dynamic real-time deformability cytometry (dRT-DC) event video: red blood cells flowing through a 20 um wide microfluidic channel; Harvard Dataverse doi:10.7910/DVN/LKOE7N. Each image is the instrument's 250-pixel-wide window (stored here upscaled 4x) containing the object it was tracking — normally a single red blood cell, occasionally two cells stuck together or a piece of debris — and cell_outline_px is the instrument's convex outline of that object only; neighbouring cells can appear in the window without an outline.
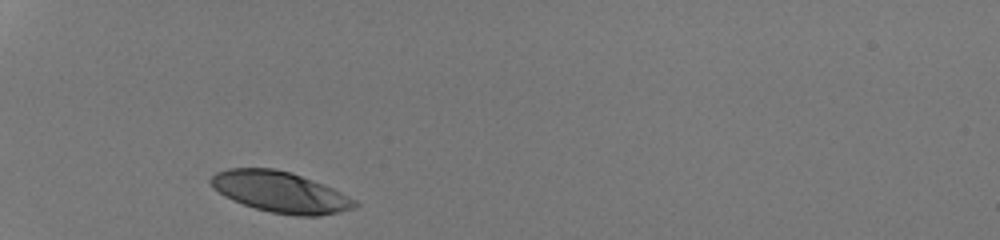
{"species": "human", "species_latin": "Homo sapiens", "temperature_condition": "room temperature", "stored_images_in_passage": 28, "camera_frame_rate_fps": 3000, "um_per_image_px": 0.085, "donor": {"sex": "male"}, "frame": {"image": 1, "passage_image": 1, "time_ms": 0.0, "image_size_px": [1000, 240], "cell_outline_px": [[360, 204], [356, 208], [340, 212], [320, 216], [296, 216], [272, 212], [256, 208], [232, 200], [224, 196], [208, 180], [216, 172], [228, 168], [276, 168], [292, 172], [332, 188], [356, 200]], "centroid_in_image_um": [23.86, 16.32], "position_along_channel_um": 61.1, "area_um2": 34.22}}
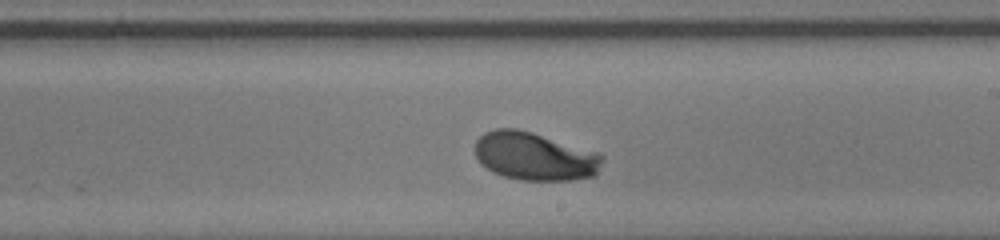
{"frame": {"image": 2, "passage_image": 16, "time_ms": 5.0, "image_size_px": [1000, 240], "cell_outline_px": [[604, 160], [596, 176], [572, 180], [520, 180], [504, 176], [492, 172], [480, 164], [476, 156], [476, 140], [484, 132], [496, 128], [516, 128], [532, 132], [600, 152], [604, 156]], "centroid_in_image_um": [45.48, 13.29], "position_along_channel_um": 243.5, "area_um2": 36.18}}
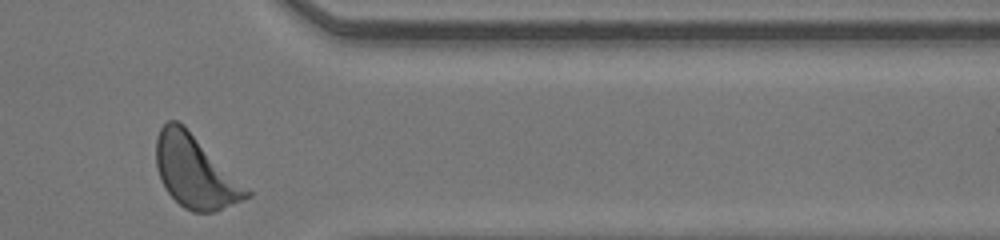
{"frame": {"image": 3, "passage_image": 27, "time_ms": 8.667, "image_size_px": [1000, 240], "cell_outline_px": [[252, 196], [212, 212], [192, 212], [184, 208], [164, 188], [160, 180], [156, 168], [156, 136], [160, 128], [168, 120], [176, 120], [184, 124], [252, 192]], "centroid_in_image_um": [16.56, 14.57], "position_along_channel_um": 394.8, "area_um2": 38.09}, "authors_computed_cell_mechanics": {"area_um2": 35.1424, "velocity_mm_per_s": 4.2118, "shape_relaxation_time_tau1_ms": 1.6638, "shape_relaxation_time_tau2_ms": null, "deformation_change_tau1": 0.1395, "deformation_change_tau2": null}}